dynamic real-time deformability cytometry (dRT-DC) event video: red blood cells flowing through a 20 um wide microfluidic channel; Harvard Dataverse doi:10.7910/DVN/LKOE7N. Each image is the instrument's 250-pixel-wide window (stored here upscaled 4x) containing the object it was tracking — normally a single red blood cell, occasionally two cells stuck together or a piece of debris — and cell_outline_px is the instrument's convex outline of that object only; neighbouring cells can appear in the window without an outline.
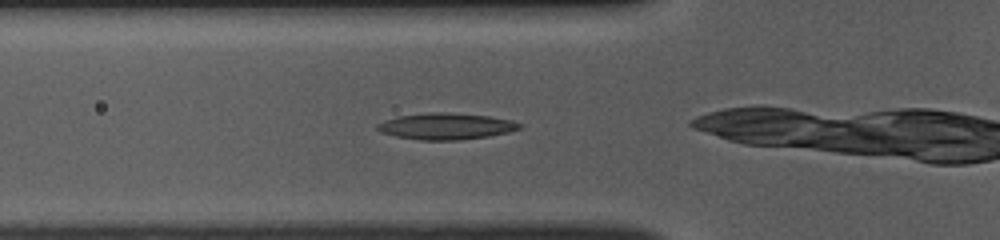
{"species": "common noctule bat (a hibernating species)", "species_latin": "Nyctalus noctula", "temperature_condition": "room temperature", "stored_images_in_passage": 33, "camera_frame_rate_fps": 3000, "um_per_image_px": 0.085, "animal": {"sex": "female", "body_mass_g": 10.0, "forearm_length_mm": 53.1}, "frame": {"image": 1, "passage_image": 10, "time_ms": 3.0, "image_size_px": [1000, 240], "cell_outline_px": [[524, 128], [508, 132], [488, 136], [460, 140], [420, 140], [396, 136], [380, 132], [376, 128], [376, 124], [384, 120], [396, 116], [432, 112], [440, 112], [488, 116], [512, 120], [524, 124]], "centroid_in_image_um": [37.92, 10.73], "position_along_channel_um": 87.9, "area_um2": 21.96}}
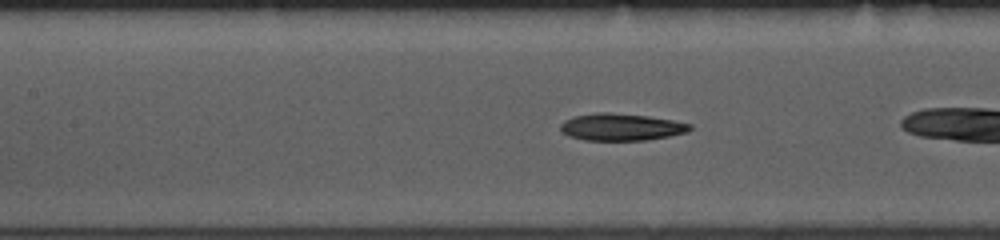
{"frame": {"image": 2, "passage_image": 15, "time_ms": 4.667, "image_size_px": [1000, 240], "cell_outline_px": [[692, 128], [688, 132], [648, 140], [584, 140], [568, 136], [560, 132], [560, 124], [564, 120], [576, 116], [596, 112], [608, 112], [648, 116], [672, 120], [692, 124]], "centroid_in_image_um": [52.78, 10.8], "position_along_channel_um": 154.6, "area_um2": 20.52}}